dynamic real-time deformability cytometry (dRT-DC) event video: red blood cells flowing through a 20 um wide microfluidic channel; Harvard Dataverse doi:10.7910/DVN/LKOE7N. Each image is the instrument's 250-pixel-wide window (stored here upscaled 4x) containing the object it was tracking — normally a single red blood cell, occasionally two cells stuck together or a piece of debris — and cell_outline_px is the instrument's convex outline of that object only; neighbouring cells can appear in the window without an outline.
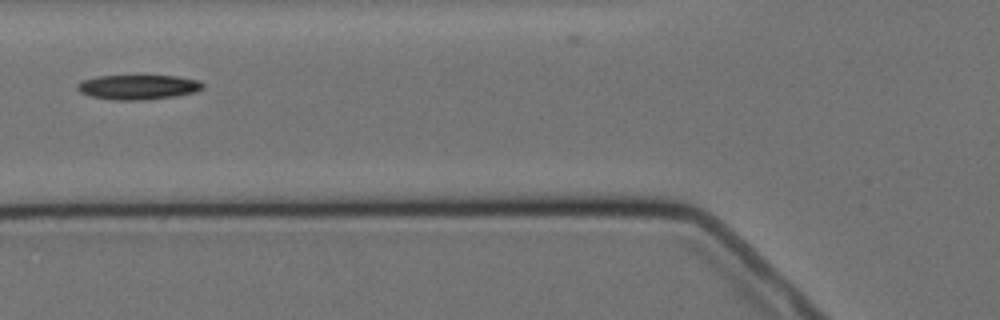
{"species": "Egyptian fruit bat (a non-hibernating species)", "species_latin": "Rousettus aegyptiacus", "temperature_condition": "cold", "stored_images_in_passage": 8, "camera_frame_rate_fps": 3000, "um_per_image_px": 0.085, "animal": {"sex": "female"}, "frame": {"image": 1, "passage_image": 8, "time_ms": 9.0, "image_size_px": [1000, 320], "cell_outline_px": [[204, 88], [192, 92], [176, 96], [140, 100], [116, 100], [92, 96], [80, 92], [76, 88], [76, 84], [80, 80], [100, 76], [176, 76], [196, 80], [204, 84]], "centroid_in_image_um": [11.7, 7.4], "position_along_channel_um": 114.1, "area_um2": 17.86}}